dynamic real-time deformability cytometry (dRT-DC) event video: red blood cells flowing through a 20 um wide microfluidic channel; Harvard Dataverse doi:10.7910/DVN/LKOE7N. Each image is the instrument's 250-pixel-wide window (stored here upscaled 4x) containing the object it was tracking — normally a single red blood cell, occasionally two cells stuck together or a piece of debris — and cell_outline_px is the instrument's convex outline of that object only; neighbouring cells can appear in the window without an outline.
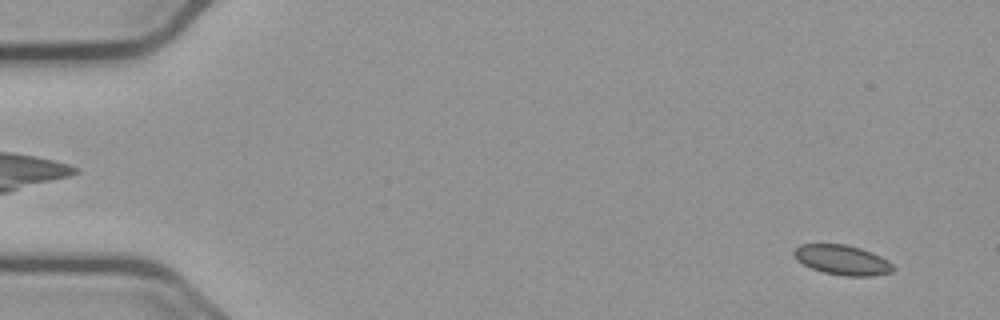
{"species": "common noctule bat (a hibernating species)", "species_latin": "Nyctalus noctula", "temperature_condition": "cold", "stored_images_in_passage": 57, "camera_frame_rate_fps": 3000, "um_per_image_px": 0.085, "animal": {"sex": "male", "body_mass_g": 23.1, "forearm_length_mm": 52.7}, "frame": {"image": 1, "passage_image": 4, "time_ms": 1.0, "image_size_px": [1000, 320], "cell_outline_px": [[896, 268], [892, 272], [872, 276], [844, 276], [824, 272], [812, 268], [796, 260], [792, 252], [800, 244], [844, 244], [860, 248], [880, 256], [888, 260]], "centroid_in_image_um": [71.6, 22.1], "position_along_channel_um": 13.4, "area_um2": 17.22}}
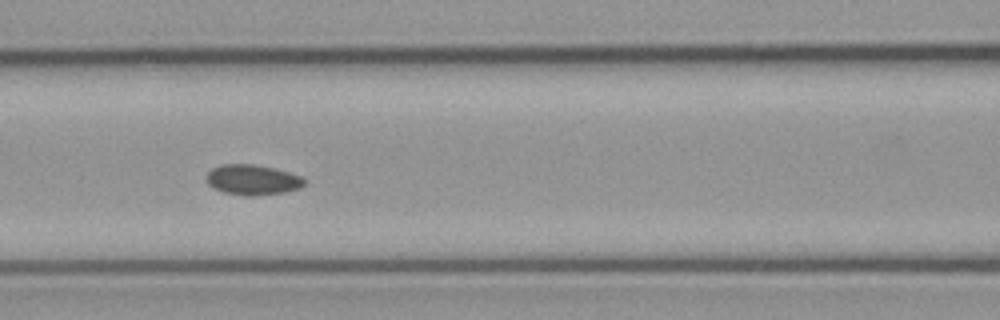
{"frame": {"image": 2, "passage_image": 25, "time_ms": 8.0, "image_size_px": [1000, 320], "cell_outline_px": [[304, 184], [300, 188], [284, 192], [252, 196], [244, 196], [224, 192], [208, 184], [208, 172], [212, 168], [220, 164], [252, 164], [276, 168], [304, 176]], "centroid_in_image_um": [21.51, 15.27], "position_along_channel_um": 145.1, "area_um2": 17.28}}
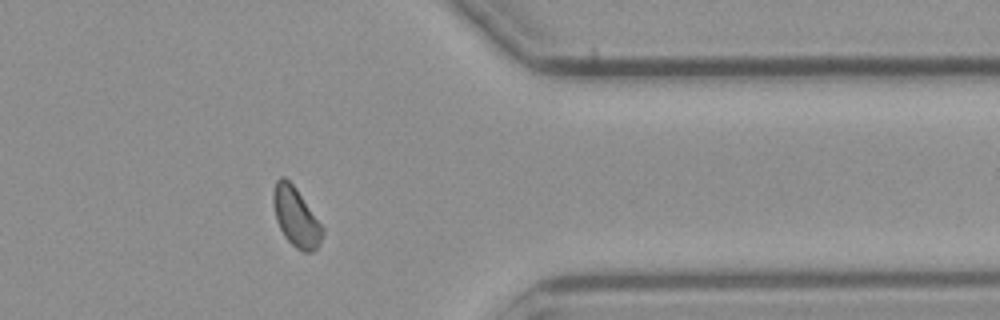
{"frame": {"image": 3, "passage_image": 46, "time_ms": 15.0, "image_size_px": [1000, 320], "cell_outline_px": [[324, 232], [320, 244], [312, 252], [304, 252], [296, 248], [284, 236], [276, 220], [272, 200], [272, 192], [276, 180], [280, 176], [284, 176], [296, 188], [324, 228]], "centroid_in_image_um": [25.15, 18.44], "position_along_channel_um": 386.3, "area_um2": 16.99}}